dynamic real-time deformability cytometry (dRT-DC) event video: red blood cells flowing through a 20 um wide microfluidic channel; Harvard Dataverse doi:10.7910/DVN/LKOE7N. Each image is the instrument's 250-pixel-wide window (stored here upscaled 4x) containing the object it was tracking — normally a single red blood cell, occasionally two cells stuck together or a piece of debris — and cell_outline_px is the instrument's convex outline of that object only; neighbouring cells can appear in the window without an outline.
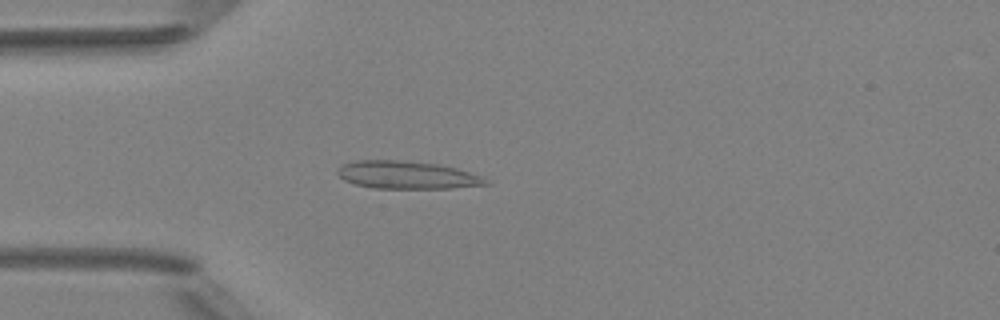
{"species": "Egyptian fruit bat (a non-hibernating species)", "species_latin": "Rousettus aegyptiacus", "temperature_condition": "room temperature", "stored_images_in_passage": 4, "camera_frame_rate_fps": 3000, "um_per_image_px": 0.085, "animal": {"sex": "female"}, "frame": {"image": 1, "passage_image": 4, "time_ms": 3.333, "image_size_px": [1000, 320], "cell_outline_px": [[492, 184], [452, 188], [372, 188], [356, 184], [344, 180], [336, 172], [344, 164], [356, 160], [396, 160], [440, 164], [456, 168], [480, 176], [488, 180]], "centroid_in_image_um": [34.61, 14.88], "position_along_channel_um": 50.4, "area_um2": 23.81}}